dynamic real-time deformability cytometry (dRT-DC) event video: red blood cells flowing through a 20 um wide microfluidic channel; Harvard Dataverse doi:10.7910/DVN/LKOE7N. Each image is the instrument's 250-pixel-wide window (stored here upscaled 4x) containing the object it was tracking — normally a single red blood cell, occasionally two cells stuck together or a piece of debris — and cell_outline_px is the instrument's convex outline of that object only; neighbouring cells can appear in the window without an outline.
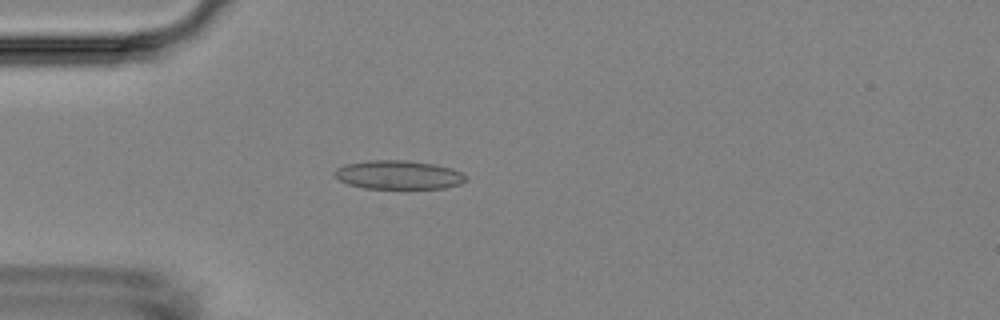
{"species": "Egyptian fruit bat (a non-hibernating species)", "species_latin": "Rousettus aegyptiacus", "temperature_condition": "room temperature", "stored_images_in_passage": 41, "camera_frame_rate_fps": 3000, "um_per_image_px": 0.085, "animal": {"sex": "female"}, "frame": {"image": 1, "passage_image": 2, "time_ms": 0.333, "image_size_px": [1000, 320], "cell_outline_px": [[468, 180], [460, 184], [444, 188], [364, 188], [348, 184], [340, 180], [332, 172], [336, 168], [348, 164], [368, 160], [404, 160], [436, 164], [452, 168], [468, 176]], "centroid_in_image_um": [33.91, 14.86], "position_along_channel_um": 51.1, "area_um2": 22.02}}
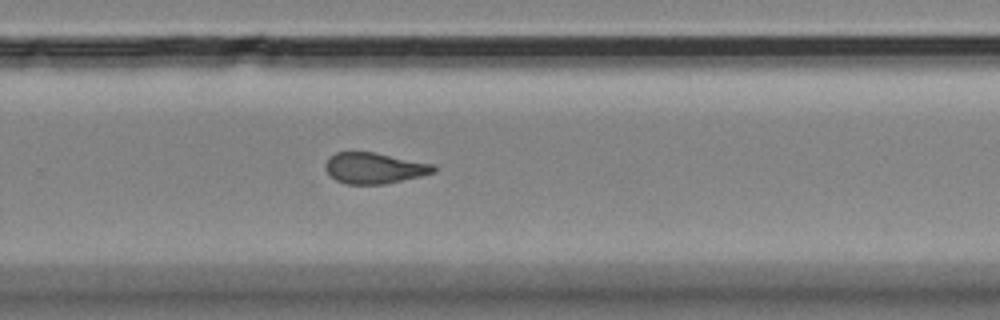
{"frame": {"image": 2, "passage_image": 23, "time_ms": 7.333, "image_size_px": [1000, 320], "cell_outline_px": [[436, 172], [420, 176], [384, 184], [344, 184], [336, 180], [324, 168], [324, 164], [328, 156], [336, 152], [372, 152], [432, 164], [436, 168]], "centroid_in_image_um": [31.76, 14.29], "position_along_channel_um": 298.0, "area_um2": 19.36}}
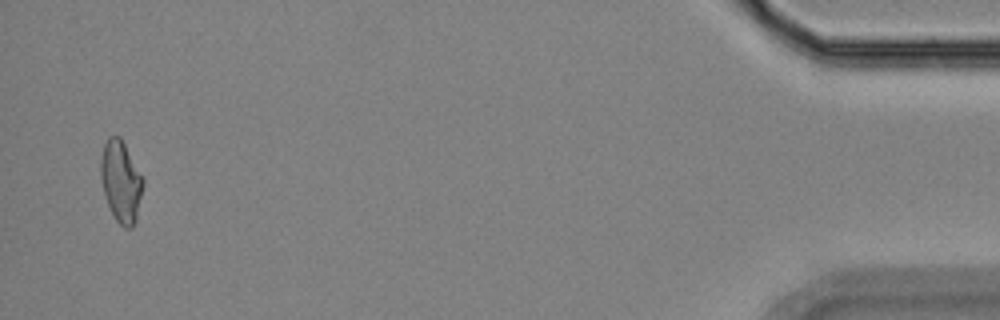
{"frame": {"image": 3, "passage_image": 40, "time_ms": 13.0, "image_size_px": [1000, 320], "cell_outline_px": [[144, 184], [136, 220], [132, 228], [124, 228], [116, 220], [108, 204], [104, 192], [100, 176], [100, 160], [104, 144], [108, 136], [120, 136], [144, 176]], "centroid_in_image_um": [10.3, 15.4], "position_along_channel_um": 424.9, "area_um2": 20.29}, "authors_computed_cell_mechanics": {"area_um2": 19.652, "velocity_mm_per_s": 3.6607, "shape_relaxation_time_tau1_ms": null, "shape_relaxation_time_tau2_ms": 2.804, "deformation_change_tau1": null, "deformation_change_tau2": 0.0944}}